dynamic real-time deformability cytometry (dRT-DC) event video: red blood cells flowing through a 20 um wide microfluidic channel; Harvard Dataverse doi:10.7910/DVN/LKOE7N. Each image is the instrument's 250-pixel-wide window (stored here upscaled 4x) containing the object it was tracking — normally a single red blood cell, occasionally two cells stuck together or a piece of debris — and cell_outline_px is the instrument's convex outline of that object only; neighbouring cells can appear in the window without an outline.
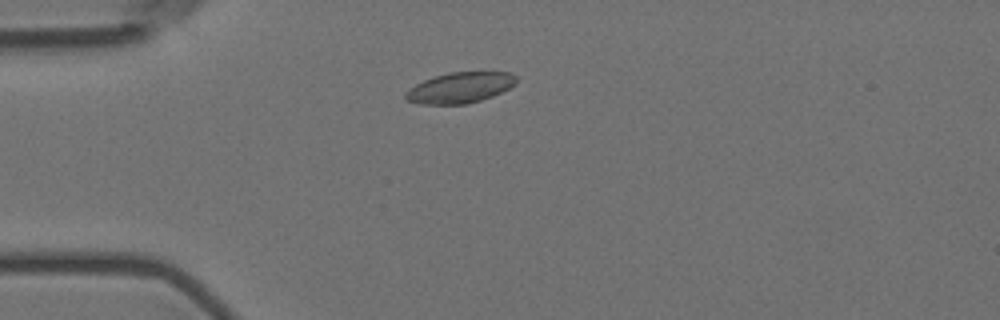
{"species": "Egyptian fruit bat (a non-hibernating species)", "species_latin": "Rousettus aegyptiacus", "temperature_condition": "room temperature", "stored_images_in_passage": 5, "camera_frame_rate_fps": 3000, "um_per_image_px": 0.085, "animal": {"sex": "female"}, "frame": {"image": 1, "passage_image": 3, "time_ms": 0.667, "image_size_px": [1000, 320], "cell_outline_px": [[516, 84], [492, 96], [480, 100], [464, 104], [420, 104], [404, 100], [404, 92], [416, 84], [424, 80], [448, 72], [508, 72], [516, 76]], "centroid_in_image_um": [39.06, 7.45], "position_along_channel_um": 45.9, "area_um2": 19.71}}
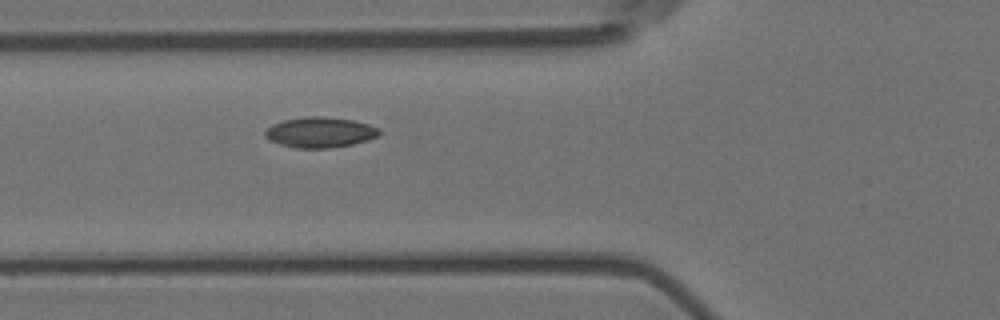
{"frame": {"image": 2, "passage_image": 5, "time_ms": 1.333, "image_size_px": [1000, 320], "cell_outline_px": [[380, 136], [368, 140], [352, 144], [332, 148], [292, 148], [268, 140], [264, 136], [264, 132], [272, 124], [284, 120], [304, 116], [324, 116], [352, 120], [368, 124], [380, 128]], "centroid_in_image_um": [27.2, 11.25], "position_along_channel_um": 98.6, "area_um2": 20.52}}